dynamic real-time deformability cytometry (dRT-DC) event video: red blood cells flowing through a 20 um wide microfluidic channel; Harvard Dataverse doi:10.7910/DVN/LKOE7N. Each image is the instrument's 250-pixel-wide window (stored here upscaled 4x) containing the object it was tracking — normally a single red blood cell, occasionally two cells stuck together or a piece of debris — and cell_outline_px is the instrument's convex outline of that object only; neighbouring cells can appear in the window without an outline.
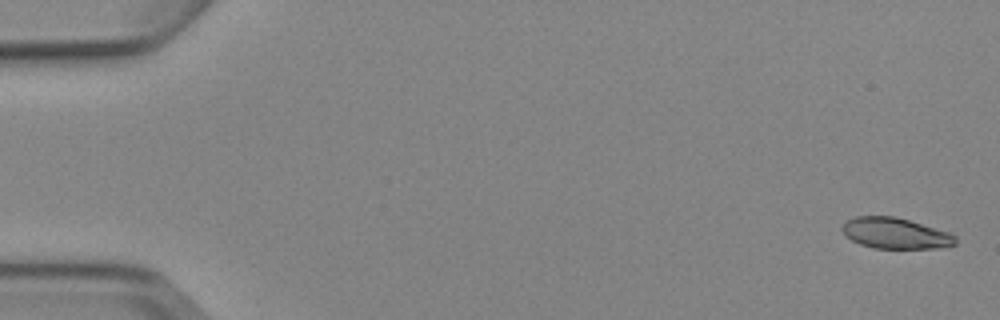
{"species": "Egyptian fruit bat (a non-hibernating species)", "species_latin": "Rousettus aegyptiacus", "temperature_condition": "cold", "stored_images_in_passage": 5, "camera_frame_rate_fps": 3000, "um_per_image_px": 0.085, "animal": {"sex": "female"}, "frame": {"image": 1, "passage_image": 1, "time_ms": 0.0, "image_size_px": [1000, 320], "cell_outline_px": [[956, 244], [936, 248], [872, 248], [860, 244], [852, 240], [840, 228], [848, 220], [856, 216], [896, 216], [948, 232], [956, 236]], "centroid_in_image_um": [76.1, 19.82], "position_along_channel_um": 8.9, "area_um2": 20.17}}
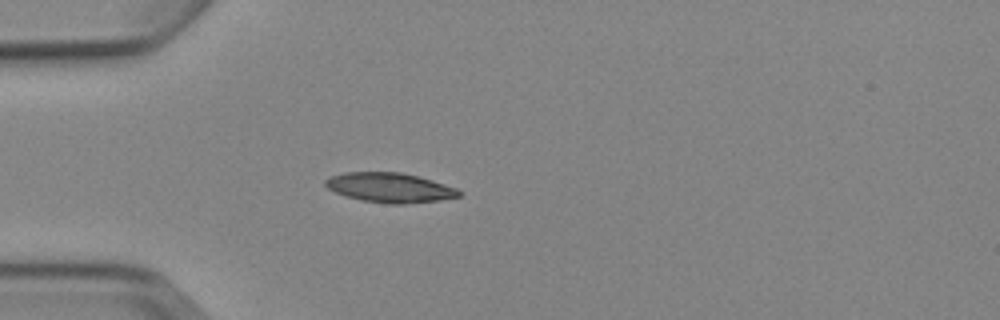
{"frame": {"image": 2, "passage_image": 5, "time_ms": 4.667, "image_size_px": [1000, 320], "cell_outline_px": [[460, 196], [440, 200], [404, 204], [388, 204], [364, 200], [348, 196], [336, 192], [328, 188], [324, 184], [324, 180], [328, 176], [344, 172], [400, 172], [432, 180], [456, 188], [460, 192]], "centroid_in_image_um": [33.1, 15.94], "position_along_channel_um": 51.9, "area_um2": 22.89}}